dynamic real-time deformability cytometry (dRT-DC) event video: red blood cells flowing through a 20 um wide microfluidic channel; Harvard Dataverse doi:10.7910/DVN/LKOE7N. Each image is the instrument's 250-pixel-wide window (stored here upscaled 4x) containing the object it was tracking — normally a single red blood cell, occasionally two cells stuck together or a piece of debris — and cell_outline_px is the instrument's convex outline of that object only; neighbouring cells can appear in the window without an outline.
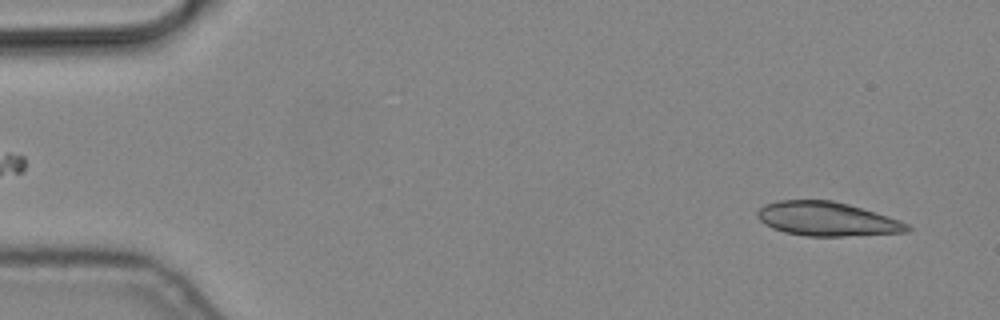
{"species": "common noctule bat (a hibernating species)", "species_latin": "Nyctalus noctula", "temperature_condition": "cold", "stored_images_in_passage": 5, "camera_frame_rate_fps": 3000, "um_per_image_px": 0.085, "animal": {"sex": "male", "body_mass_g": 19.2, "forearm_length_mm": 51.8}, "frame": {"image": 1, "passage_image": 1, "time_ms": 0.0, "image_size_px": [1000, 320], "cell_outline_px": [[912, 228], [908, 232], [840, 236], [808, 236], [784, 232], [772, 228], [764, 224], [756, 216], [756, 212], [764, 204], [780, 200], [832, 200], [848, 204], [888, 216], [900, 220], [908, 224]], "centroid_in_image_um": [70.27, 18.61], "position_along_channel_um": 14.7, "area_um2": 29.65}}
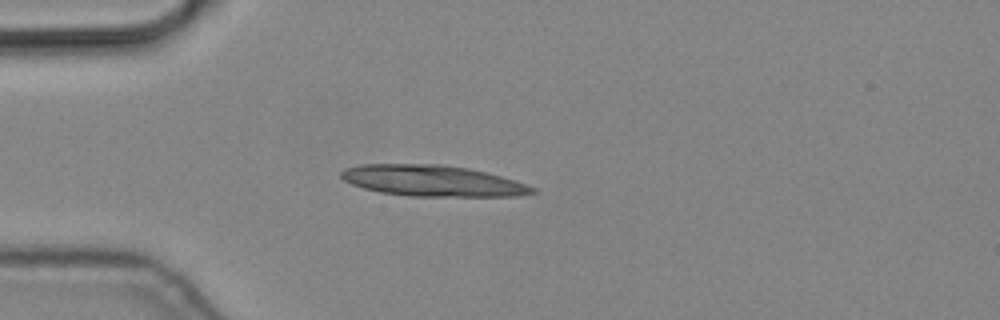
{"frame": {"image": 2, "passage_image": 4, "time_ms": 1.0, "image_size_px": [1000, 320], "cell_outline_px": [[536, 192], [520, 196], [412, 196], [380, 192], [364, 188], [352, 184], [344, 180], [340, 176], [340, 172], [344, 168], [360, 164], [440, 164], [468, 168], [516, 180], [536, 188]], "centroid_in_image_um": [36.76, 15.36], "position_along_channel_um": 48.2, "area_um2": 34.56}}